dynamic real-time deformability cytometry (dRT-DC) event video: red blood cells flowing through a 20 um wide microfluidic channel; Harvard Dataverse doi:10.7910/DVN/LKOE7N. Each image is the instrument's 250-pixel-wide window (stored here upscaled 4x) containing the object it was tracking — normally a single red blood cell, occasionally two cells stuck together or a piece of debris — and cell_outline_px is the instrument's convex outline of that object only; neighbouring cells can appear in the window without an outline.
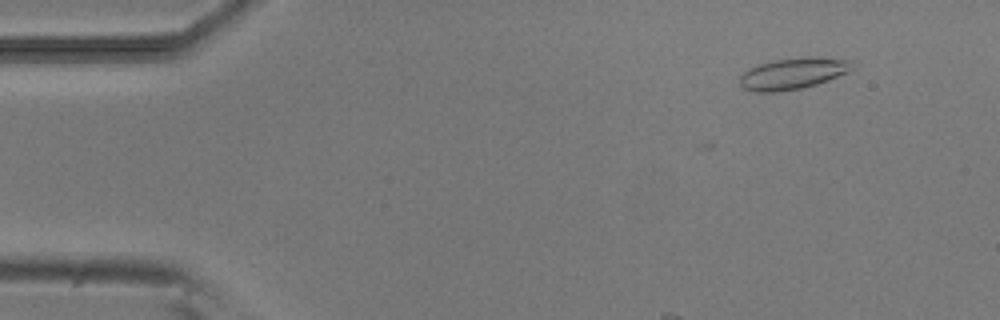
{"species": "common noctule bat (a hibernating species)", "species_latin": "Nyctalus noctula", "temperature_condition": "room temperature", "stored_images_in_passage": 4, "camera_frame_rate_fps": 3000, "um_per_image_px": 0.085, "animal": {"sex": "male", "body_mass_g": 20.5, "forearm_length_mm": 52.5}, "frame": {"image": 1, "passage_image": 4, "time_ms": 1.0, "image_size_px": [1000, 320], "cell_outline_px": [[856, 68], [848, 72], [828, 80], [804, 88], [776, 92], [756, 92], [744, 88], [740, 84], [740, 76], [748, 68], [772, 60], [800, 56], [812, 56], [852, 60]], "centroid_in_image_um": [67.44, 6.23], "position_along_channel_um": 17.6, "area_um2": 20.92}}